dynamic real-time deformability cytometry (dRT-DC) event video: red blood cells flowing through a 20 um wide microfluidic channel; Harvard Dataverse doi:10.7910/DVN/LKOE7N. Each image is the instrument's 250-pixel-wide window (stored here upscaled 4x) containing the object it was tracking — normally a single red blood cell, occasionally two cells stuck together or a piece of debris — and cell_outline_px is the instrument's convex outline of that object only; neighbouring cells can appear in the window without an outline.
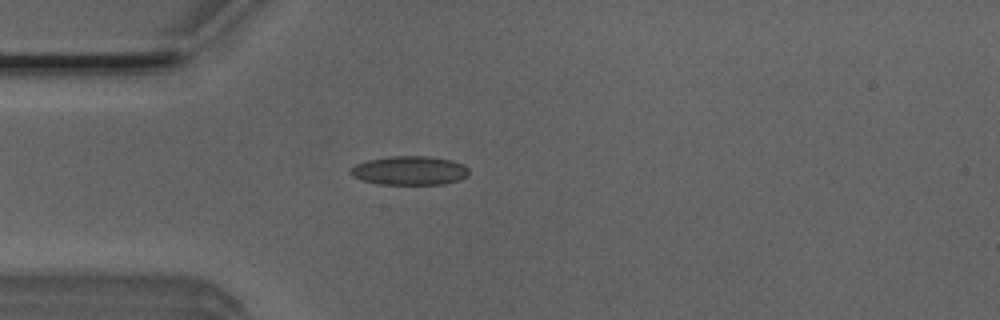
{"species": "Egyptian fruit bat (a non-hibernating species)", "species_latin": "Rousettus aegyptiacus", "temperature_condition": "room temperature", "stored_images_in_passage": 1, "camera_frame_rate_fps": 3000, "um_per_image_px": 0.085, "animal": {"sex": "male"}, "frame": {"image": 1, "passage_image": 1, "time_ms": 0.0, "image_size_px": [1000, 320], "cell_outline_px": [[468, 176], [460, 180], [444, 184], [380, 184], [360, 180], [352, 176], [348, 172], [356, 164], [368, 160], [392, 156], [428, 156], [452, 160], [464, 164], [468, 168]], "centroid_in_image_um": [34.83, 14.5], "position_along_channel_um": 50.2, "area_um2": 20.06}}